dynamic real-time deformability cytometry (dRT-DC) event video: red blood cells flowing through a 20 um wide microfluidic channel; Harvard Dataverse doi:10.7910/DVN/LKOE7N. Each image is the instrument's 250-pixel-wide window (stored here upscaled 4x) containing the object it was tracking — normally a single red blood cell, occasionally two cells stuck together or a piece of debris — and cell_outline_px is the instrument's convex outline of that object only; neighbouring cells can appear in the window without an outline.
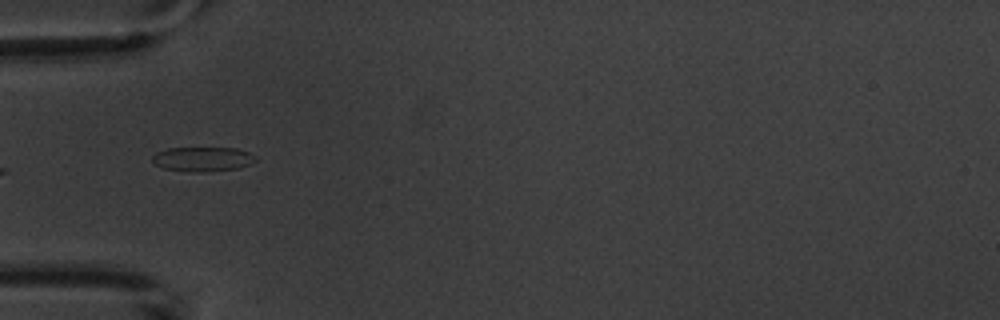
{"species": "common noctule bat (a hibernating species)", "species_latin": "Nyctalus noctula", "temperature_condition": "warm", "stored_images_in_passage": 8, "camera_frame_rate_fps": 3000, "um_per_image_px": 0.085, "animal": {"sex": "male", "body_mass_g": 20.1, "forearm_length_mm": 53.5}, "frame": {"image": 1, "passage_image": 6, "time_ms": 6.0, "image_size_px": [1000, 320], "cell_outline_px": [[256, 160], [240, 168], [200, 172], [188, 172], [164, 168], [156, 164], [152, 160], [152, 156], [156, 152], [168, 148], [236, 148], [248, 152], [256, 156]], "centroid_in_image_um": [17.22, 13.52], "position_along_channel_um": 67.8, "area_um2": 14.68}}
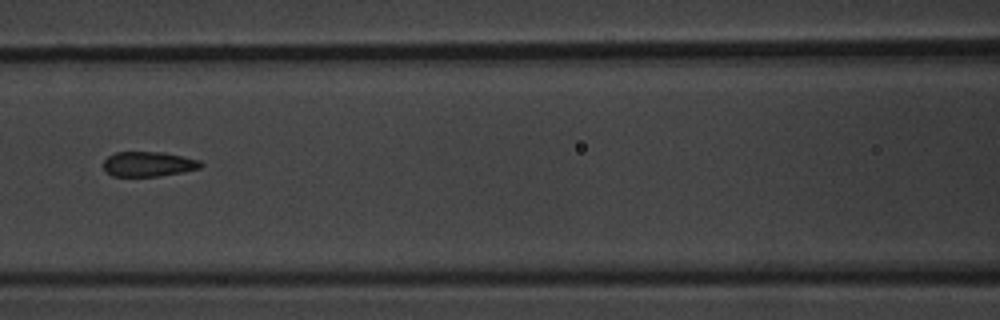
{"frame": {"image": 2, "passage_image": 8, "time_ms": 8.333, "image_size_px": [1000, 320], "cell_outline_px": [[204, 164], [200, 168], [184, 172], [156, 176], [112, 176], [104, 168], [104, 160], [108, 156], [116, 152], [164, 152], [200, 160]], "centroid_in_image_um": [12.64, 13.94], "position_along_channel_um": 154.0, "area_um2": 14.1}}